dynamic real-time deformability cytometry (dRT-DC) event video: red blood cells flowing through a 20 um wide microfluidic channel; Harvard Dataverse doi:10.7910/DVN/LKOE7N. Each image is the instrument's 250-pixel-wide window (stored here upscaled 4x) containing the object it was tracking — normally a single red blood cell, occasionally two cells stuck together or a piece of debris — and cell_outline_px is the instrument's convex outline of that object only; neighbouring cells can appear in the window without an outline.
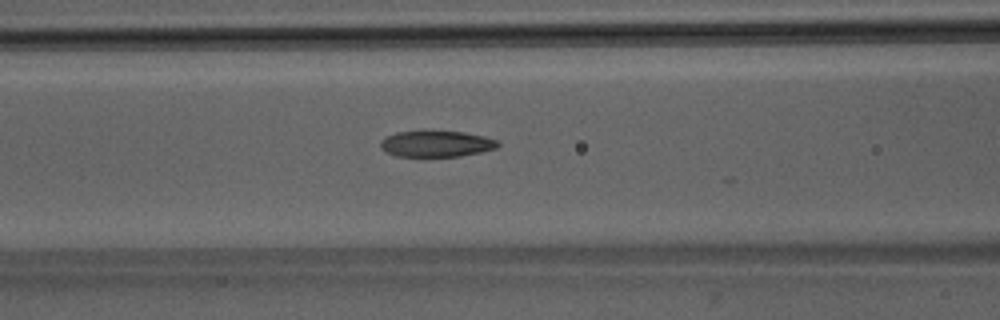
{"species": "Egyptian fruit bat (a non-hibernating species)", "species_latin": "Rousettus aegyptiacus", "temperature_condition": "room temperature", "stored_images_in_passage": 13, "camera_frame_rate_fps": 3000, "um_per_image_px": 0.085, "animal": {"sex": "male"}, "frame": {"image": 1, "passage_image": 6, "time_ms": 1.667, "image_size_px": [1000, 320], "cell_outline_px": [[500, 144], [496, 148], [480, 152], [460, 156], [396, 156], [384, 152], [380, 148], [380, 140], [396, 132], [464, 132], [484, 136], [496, 140]], "centroid_in_image_um": [37.06, 12.24], "position_along_channel_um": 129.5, "area_um2": 17.63}}